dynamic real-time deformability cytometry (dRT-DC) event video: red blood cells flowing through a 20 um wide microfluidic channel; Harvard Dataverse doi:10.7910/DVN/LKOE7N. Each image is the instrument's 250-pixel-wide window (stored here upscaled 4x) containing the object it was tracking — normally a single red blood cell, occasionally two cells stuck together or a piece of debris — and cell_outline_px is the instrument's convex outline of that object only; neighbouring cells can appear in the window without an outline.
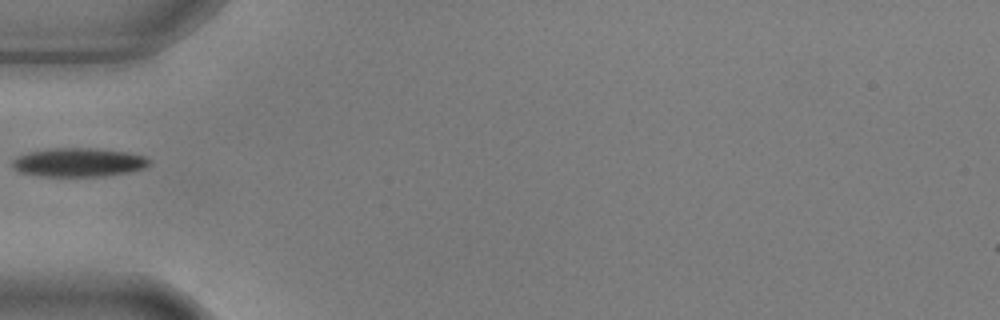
{"species": "common noctule bat (a hibernating species)", "species_latin": "Nyctalus noctula", "temperature_condition": "warm", "stored_images_in_passage": 6, "camera_frame_rate_fps": 3000, "um_per_image_px": 0.085, "animal": {"sex": "male", "body_mass_g": 17.9, "forearm_length_mm": 54.2}, "frame": {"image": 1, "passage_image": 5, "time_ms": 1.333, "image_size_px": [1000, 320], "cell_outline_px": [[152, 164], [144, 168], [128, 172], [104, 176], [40, 176], [20, 172], [12, 168], [12, 160], [16, 156], [28, 152], [48, 148], [100, 148], [128, 152], [144, 156]], "centroid_in_image_um": [6.66, 13.79], "position_along_channel_um": 78.3, "area_um2": 23.18}}
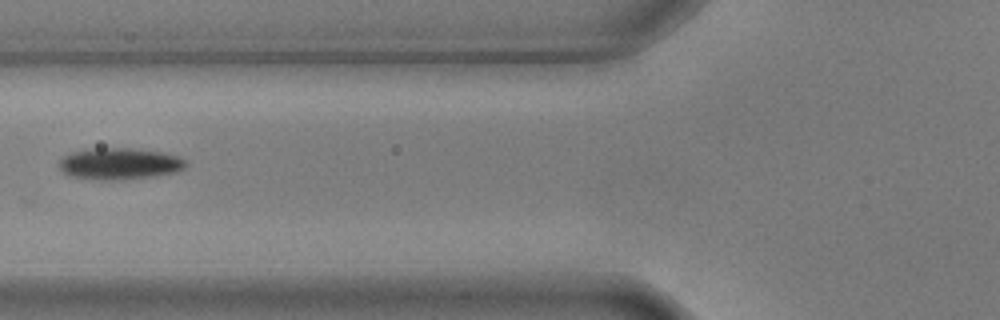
{"frame": {"image": 2, "passage_image": 6, "time_ms": 1.667, "image_size_px": [1000, 320], "cell_outline_px": [[188, 164], [184, 168], [176, 172], [148, 176], [112, 180], [108, 180], [72, 176], [64, 172], [60, 168], [60, 160], [64, 156], [72, 152], [96, 148], [128, 148], [160, 152], [180, 156]], "centroid_in_image_um": [10.18, 13.9], "position_along_channel_um": 115.6, "area_um2": 22.72}}